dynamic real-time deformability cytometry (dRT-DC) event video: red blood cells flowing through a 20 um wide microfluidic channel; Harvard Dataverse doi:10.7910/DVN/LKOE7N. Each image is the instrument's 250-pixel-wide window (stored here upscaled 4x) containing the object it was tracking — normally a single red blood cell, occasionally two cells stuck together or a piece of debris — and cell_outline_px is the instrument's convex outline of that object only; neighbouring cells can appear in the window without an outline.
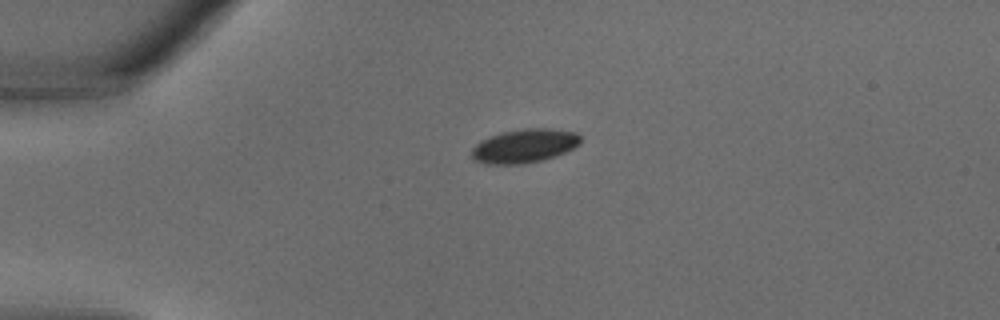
{"species": "common noctule bat (a hibernating species)", "species_latin": "Nyctalus noctula", "temperature_condition": "warm", "stored_images_in_passage": 27, "camera_frame_rate_fps": 3000, "um_per_image_px": 0.085, "animal": {"sex": "male", "body_mass_g": 18.8}, "frame": {"image": 1, "passage_image": 1, "time_ms": 0.0, "image_size_px": [1000, 320], "cell_outline_px": [[580, 144], [564, 152], [544, 160], [524, 164], [484, 164], [472, 160], [472, 148], [480, 140], [504, 132], [524, 128], [552, 128], [576, 132], [580, 136]], "centroid_in_image_um": [44.56, 12.41], "position_along_channel_um": 40.4, "area_um2": 21.5}}
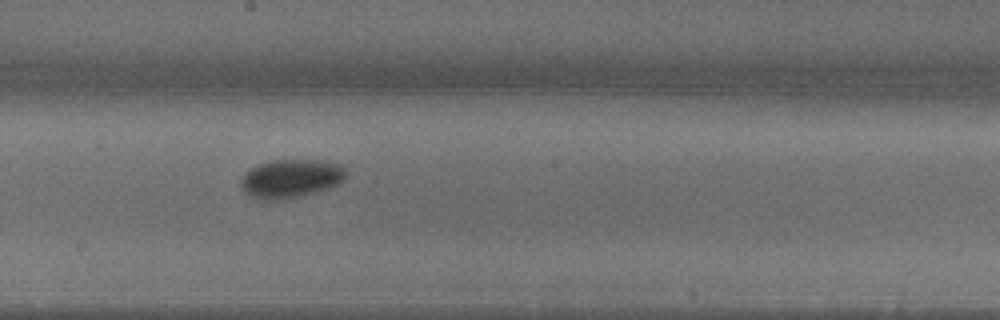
{"frame": {"image": 2, "passage_image": 12, "time_ms": 3.667, "image_size_px": [1000, 320], "cell_outline_px": [[348, 176], [344, 180], [328, 188], [296, 196], [272, 200], [264, 200], [252, 196], [244, 192], [240, 188], [240, 180], [252, 168], [268, 160], [316, 160], [340, 164], [348, 172]], "centroid_in_image_um": [24.73, 15.16], "position_along_channel_um": 223.5, "area_um2": 23.24}}
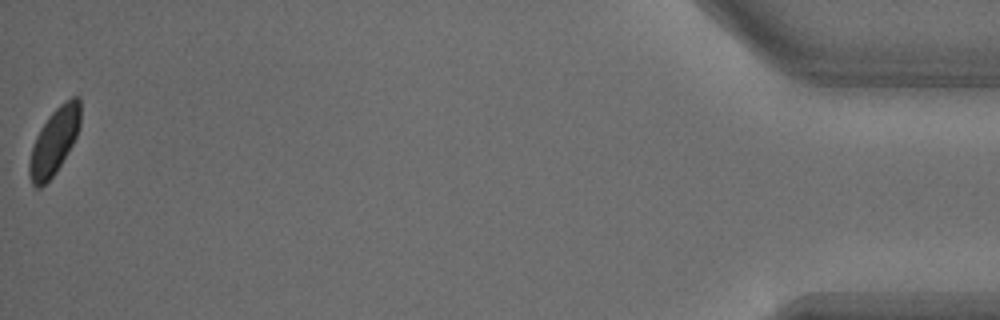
{"frame": {"image": 3, "passage_image": 27, "time_ms": 8.667, "image_size_px": [1000, 320], "cell_outline_px": [[80, 128], [68, 152], [56, 172], [40, 188], [36, 188], [32, 184], [28, 176], [28, 164], [32, 148], [36, 136], [40, 128], [48, 116], [64, 100], [72, 96], [80, 96]], "centroid_in_image_um": [4.61, 12.0], "position_along_channel_um": 430.6, "area_um2": 19.83}}